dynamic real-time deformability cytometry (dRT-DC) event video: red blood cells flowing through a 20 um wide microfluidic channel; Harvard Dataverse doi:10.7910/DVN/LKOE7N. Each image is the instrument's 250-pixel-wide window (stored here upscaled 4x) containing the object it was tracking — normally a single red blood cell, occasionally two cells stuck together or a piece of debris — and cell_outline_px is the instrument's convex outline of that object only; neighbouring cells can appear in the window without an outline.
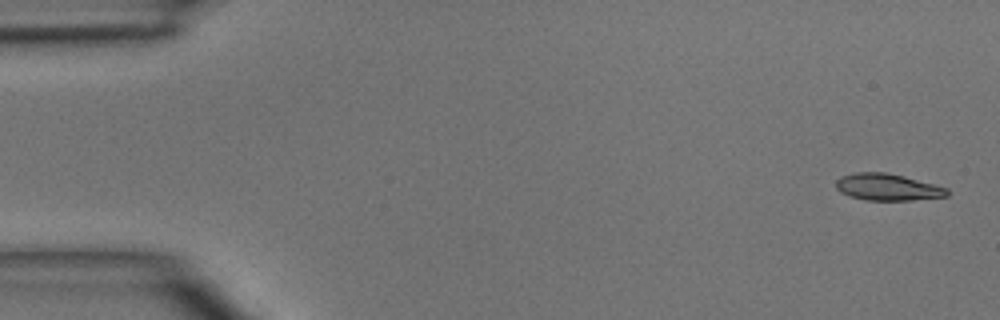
{"species": "common noctule bat (a hibernating species)", "species_latin": "Nyctalus noctula", "temperature_condition": "room temperature", "stored_images_in_passage": 5, "camera_frame_rate_fps": 3000, "um_per_image_px": 0.085, "animal": {"sex": "male", "body_mass_g": 15.6}, "frame": {"image": 1, "passage_image": 1, "time_ms": 0.0, "image_size_px": [1000, 320], "cell_outline_px": [[948, 196], [912, 200], [864, 200], [848, 196], [840, 192], [836, 188], [836, 180], [840, 176], [856, 172], [888, 172], [904, 176], [948, 188]], "centroid_in_image_um": [75.41, 15.9], "position_along_channel_um": 9.6, "area_um2": 17.46}}
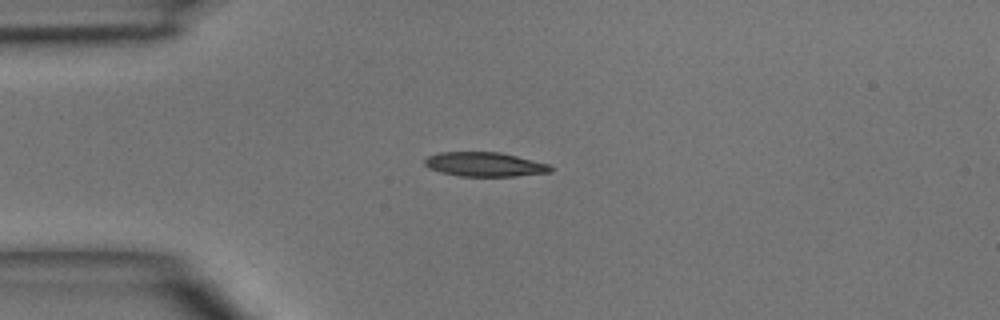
{"frame": {"image": 2, "passage_image": 3, "time_ms": 3.333, "image_size_px": [1000, 320], "cell_outline_px": [[552, 172], [516, 176], [460, 176], [440, 172], [428, 168], [424, 164], [424, 160], [428, 156], [440, 152], [500, 152], [552, 164]], "centroid_in_image_um": [41.23, 13.97], "position_along_channel_um": 43.8, "area_um2": 17.98}}
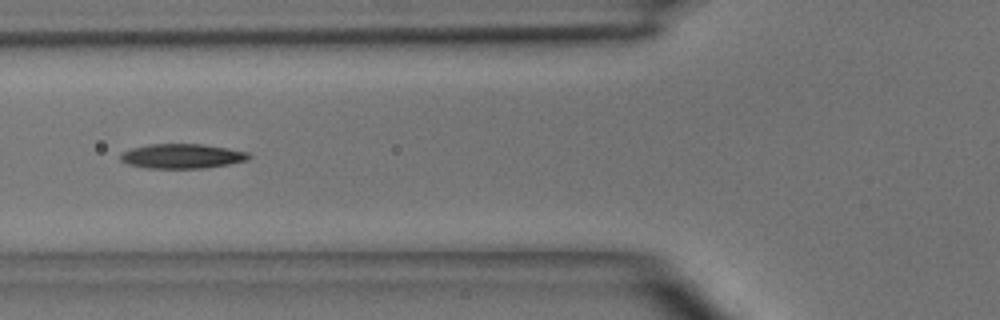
{"frame": {"image": 3, "passage_image": 5, "time_ms": 5.333, "image_size_px": [1000, 320], "cell_outline_px": [[252, 156], [248, 160], [228, 164], [204, 168], [144, 168], [128, 164], [120, 160], [120, 156], [124, 152], [132, 148], [148, 144], [204, 144], [228, 148], [248, 152]], "centroid_in_image_um": [15.49, 13.27], "position_along_channel_um": 110.3, "area_um2": 18.44}}